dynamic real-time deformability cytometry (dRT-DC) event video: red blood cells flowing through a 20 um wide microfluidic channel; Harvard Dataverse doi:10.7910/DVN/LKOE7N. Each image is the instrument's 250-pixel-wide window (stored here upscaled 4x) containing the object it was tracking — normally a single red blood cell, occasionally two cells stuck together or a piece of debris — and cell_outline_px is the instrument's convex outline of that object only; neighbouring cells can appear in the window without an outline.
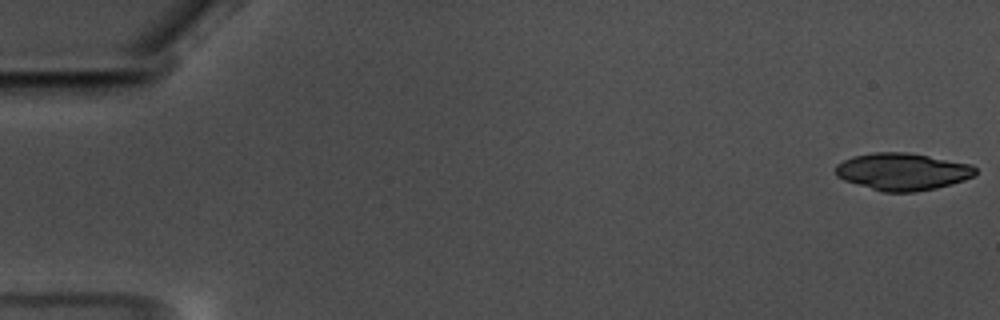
{"species": "common noctule bat (a hibernating species)", "species_latin": "Nyctalus noctula", "temperature_condition": "warm", "stored_images_in_passage": 18, "camera_frame_rate_fps": 3000, "um_per_image_px": 0.085, "animal": {"sex": "male", "body_mass_g": 17.5, "forearm_length_mm": 52.3}, "frame": {"image": 1, "passage_image": 1, "time_ms": 0.0, "image_size_px": [1000, 320], "cell_outline_px": [[976, 176], [952, 184], [936, 188], [916, 192], [884, 192], [844, 180], [836, 176], [836, 164], [852, 156], [872, 152], [908, 152], [972, 164], [976, 168]], "centroid_in_image_um": [76.74, 14.58], "position_along_channel_um": 8.3, "area_um2": 30.46}}
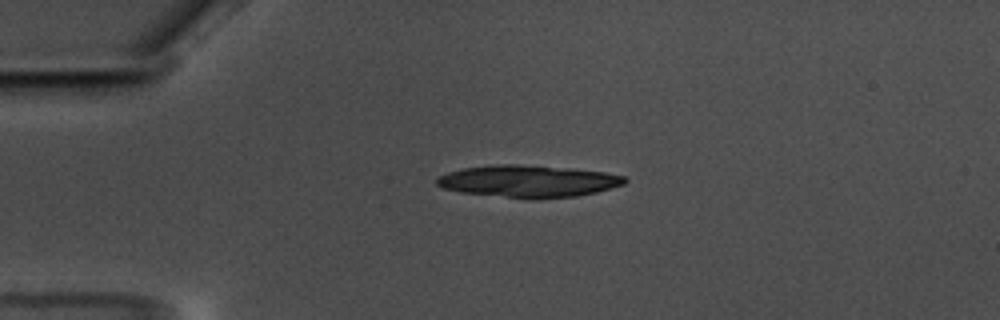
{"frame": {"image": 2, "passage_image": 14, "time_ms": 4.333, "image_size_px": [1000, 320], "cell_outline_px": [[628, 180], [624, 184], [612, 188], [596, 192], [576, 196], [536, 200], [532, 200], [460, 192], [444, 188], [436, 184], [436, 180], [440, 176], [448, 172], [464, 168], [492, 164], [516, 164], [572, 168], [604, 172], [624, 176]], "centroid_in_image_um": [44.92, 15.41], "position_along_channel_um": 40.1, "area_um2": 35.43}}